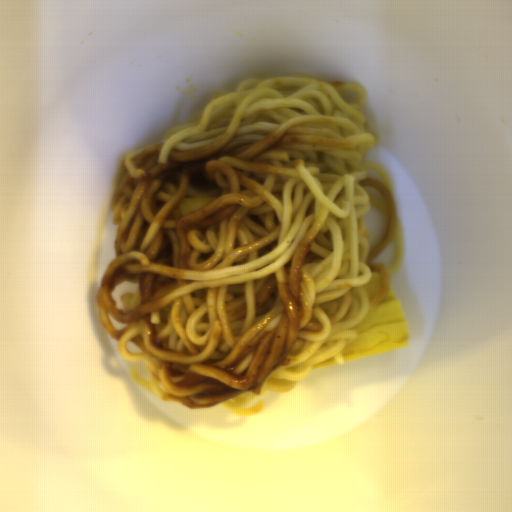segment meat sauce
<instances>
[{"label": "meat sauce", "instance_id": "1", "mask_svg": "<svg viewBox=\"0 0 512 512\" xmlns=\"http://www.w3.org/2000/svg\"><path fill=\"white\" fill-rule=\"evenodd\" d=\"M290 125L258 140L224 134L194 148L159 141L125 153L109 209L116 233L94 299L124 356L143 361L163 400L209 408L262 393L329 325L346 317L351 285L313 286L302 263L325 217L246 298L226 302L208 271L246 265L285 245L280 199L304 161L291 147L351 146ZM184 197H216L183 216Z\"/></svg>", "mask_w": 512, "mask_h": 512}]
</instances>
